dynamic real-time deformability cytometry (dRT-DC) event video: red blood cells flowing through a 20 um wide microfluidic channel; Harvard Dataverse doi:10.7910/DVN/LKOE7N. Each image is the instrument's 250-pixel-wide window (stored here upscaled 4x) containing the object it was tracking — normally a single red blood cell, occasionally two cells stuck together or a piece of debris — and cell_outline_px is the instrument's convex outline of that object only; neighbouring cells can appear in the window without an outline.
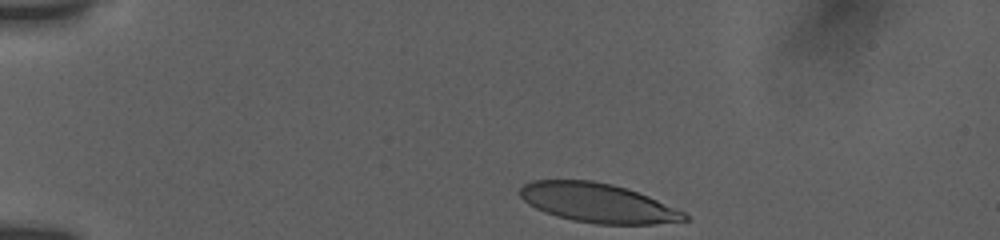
{"species": "human", "species_latin": "Homo sapiens", "temperature_condition": "room temperature", "stored_images_in_passage": 27, "camera_frame_rate_fps": 3000, "um_per_image_px": 0.085, "donor": {"sex": "female"}, "frame": {"image": 1, "passage_image": 1, "time_ms": 0.0, "image_size_px": [1000, 240], "cell_outline_px": [[688, 220], [652, 224], [596, 224], [572, 220], [556, 216], [544, 212], [528, 204], [516, 192], [524, 184], [532, 180], [592, 180], [612, 184], [648, 196], [684, 212], [688, 216]], "centroid_in_image_um": [50.75, 17.24], "position_along_channel_um": 34.2, "area_um2": 37.45}}
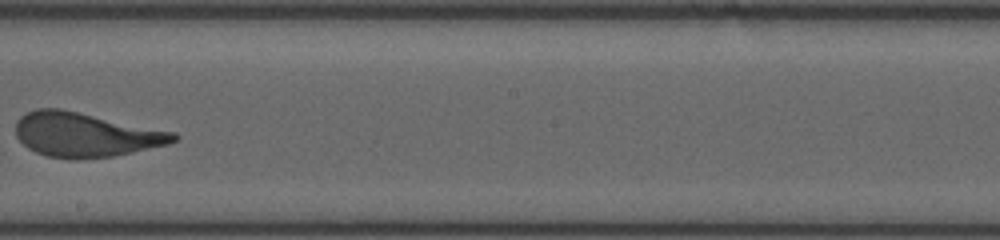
{"frame": {"image": 2, "passage_image": 16, "time_ms": 7.333, "image_size_px": [1000, 240], "cell_outline_px": [[180, 136], [176, 140], [168, 144], [132, 152], [112, 156], [76, 160], [72, 160], [48, 156], [36, 152], [28, 148], [16, 136], [16, 120], [24, 112], [36, 108], [60, 108], [176, 132]], "centroid_in_image_um": [7.24, 11.44], "position_along_channel_um": 241.0, "area_um2": 40.98}}
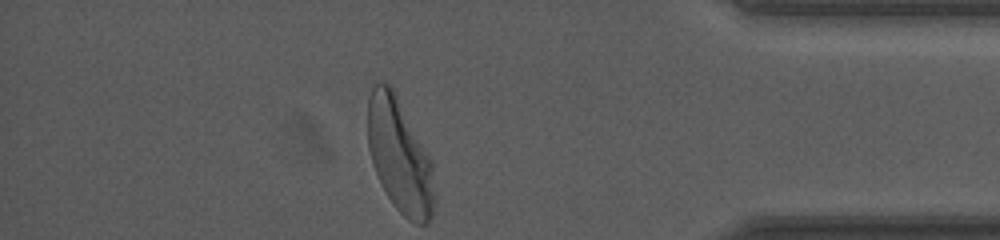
{"frame": {"image": 3, "passage_image": 27, "time_ms": 12.333, "image_size_px": [1000, 240], "cell_outline_px": [[436, 200], [432, 220], [428, 224], [416, 224], [408, 220], [396, 208], [388, 196], [372, 164], [368, 148], [368, 96], [372, 84], [380, 80], [388, 84], [392, 88], [432, 160], [436, 196]], "centroid_in_image_um": [33.99, 13.28], "position_along_channel_um": 401.2, "area_um2": 44.74}, "authors_computed_cell_mechanics": {"area_um2": 40.6334, "velocity_mm_per_s": 3.7635, "shape_relaxation_time_tau1_ms": 4.9945, "shape_relaxation_time_tau2_ms": null, "deformation_change_tau1": 0.222, "deformation_change_tau2": null}}